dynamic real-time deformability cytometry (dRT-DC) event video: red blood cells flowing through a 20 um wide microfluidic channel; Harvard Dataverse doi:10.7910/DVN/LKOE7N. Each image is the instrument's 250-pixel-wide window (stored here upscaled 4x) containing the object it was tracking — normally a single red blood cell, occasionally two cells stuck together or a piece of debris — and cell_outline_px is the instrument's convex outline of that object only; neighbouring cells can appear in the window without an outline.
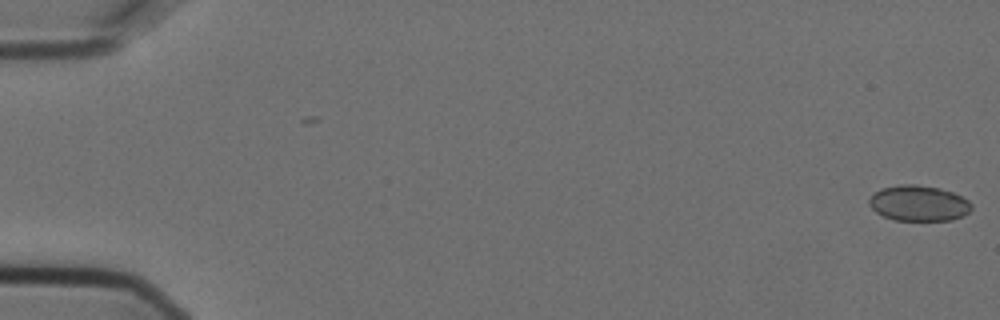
{"species": "Egyptian fruit bat (a non-hibernating species)", "species_latin": "Rousettus aegyptiacus", "temperature_condition": "cold", "stored_images_in_passage": 9, "camera_frame_rate_fps": 3000, "um_per_image_px": 0.085, "animal": {"sex": "female"}, "frame": {"image": 1, "passage_image": 1, "time_ms": 0.0, "image_size_px": [1000, 320], "cell_outline_px": [[972, 208], [968, 212], [952, 220], [896, 220], [884, 216], [876, 212], [868, 204], [868, 200], [880, 188], [900, 184], [916, 184], [940, 188], [952, 192], [968, 200], [972, 204]], "centroid_in_image_um": [78.07, 17.26], "position_along_channel_um": 6.9, "area_um2": 21.15}}